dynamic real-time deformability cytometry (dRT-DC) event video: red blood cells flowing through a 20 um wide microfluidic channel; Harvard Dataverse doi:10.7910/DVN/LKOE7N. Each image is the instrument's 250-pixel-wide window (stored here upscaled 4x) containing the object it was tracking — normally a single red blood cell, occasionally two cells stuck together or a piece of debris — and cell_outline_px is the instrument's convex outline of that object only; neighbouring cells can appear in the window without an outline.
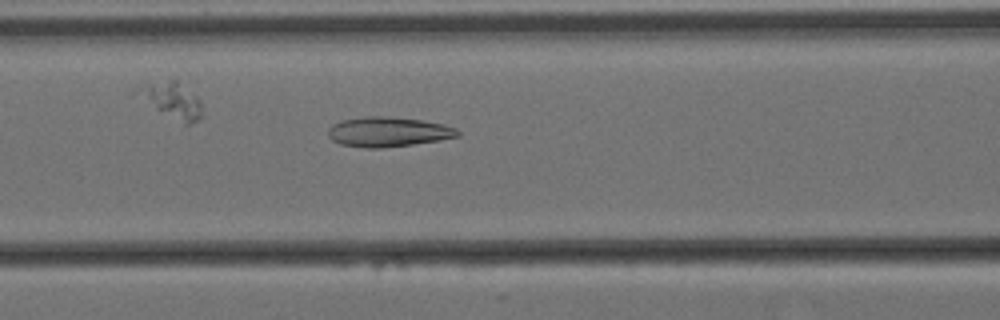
{"species": "Egyptian fruit bat (a non-hibernating species)", "species_latin": "Rousettus aegyptiacus", "temperature_condition": "cold", "stored_images_in_passage": 45, "camera_frame_rate_fps": 3000, "um_per_image_px": 0.085, "animal": {"sex": "female"}, "frame": {"image": 1, "passage_image": 14, "time_ms": 4.333, "image_size_px": [1000, 320], "cell_outline_px": [[460, 136], [440, 140], [412, 144], [380, 148], [364, 148], [340, 144], [332, 140], [328, 136], [328, 128], [332, 124], [340, 120], [364, 116], [388, 116], [420, 120], [444, 124], [456, 128], [460, 132]], "centroid_in_image_um": [32.97, 11.2], "position_along_channel_um": 133.6, "area_um2": 22.66}}
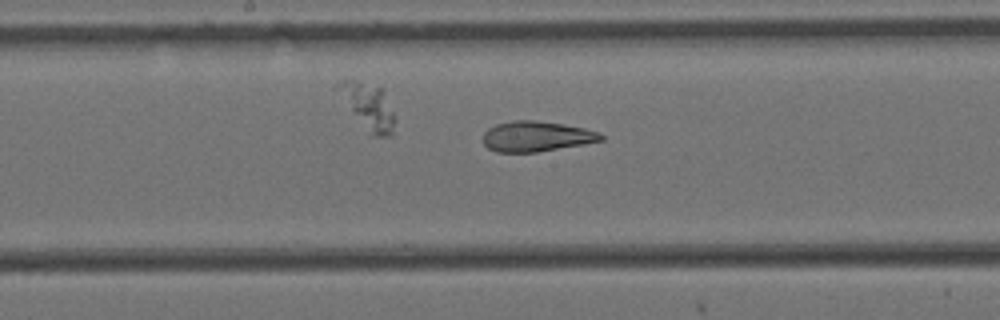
{"frame": {"image": 2, "passage_image": 20, "time_ms": 6.333, "image_size_px": [1000, 320], "cell_outline_px": [[604, 140], [584, 144], [536, 152], [496, 152], [488, 148], [484, 144], [484, 132], [488, 128], [496, 124], [512, 120], [536, 120], [564, 124], [584, 128], [600, 132], [604, 136]], "centroid_in_image_um": [45.61, 11.59], "position_along_channel_um": 202.6, "area_um2": 20.92}}
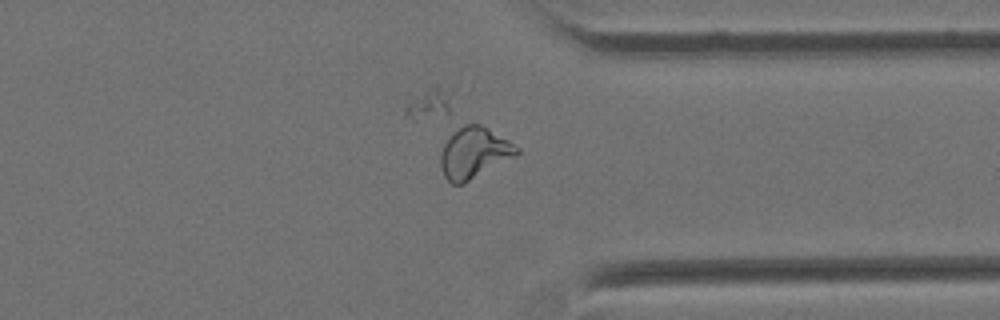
{"frame": {"image": 3, "passage_image": 35, "time_ms": 11.333, "image_size_px": [1000, 320], "cell_outline_px": [[520, 152], [516, 156], [464, 184], [452, 184], [444, 176], [440, 164], [440, 156], [444, 144], [452, 132], [464, 124], [480, 124], [488, 128], [508, 140], [520, 148]], "centroid_in_image_um": [40.3, 13.0], "position_along_channel_um": 371.1, "area_um2": 22.72}, "authors_computed_cell_mechanics": {"area_um2": 22.0796, "velocity_mm_per_s": 3.4506, "shape_relaxation_time_tau1_ms": null, "shape_relaxation_time_tau2_ms": 2.0303, "deformation_change_tau1": null, "deformation_change_tau2": 0.1058}}